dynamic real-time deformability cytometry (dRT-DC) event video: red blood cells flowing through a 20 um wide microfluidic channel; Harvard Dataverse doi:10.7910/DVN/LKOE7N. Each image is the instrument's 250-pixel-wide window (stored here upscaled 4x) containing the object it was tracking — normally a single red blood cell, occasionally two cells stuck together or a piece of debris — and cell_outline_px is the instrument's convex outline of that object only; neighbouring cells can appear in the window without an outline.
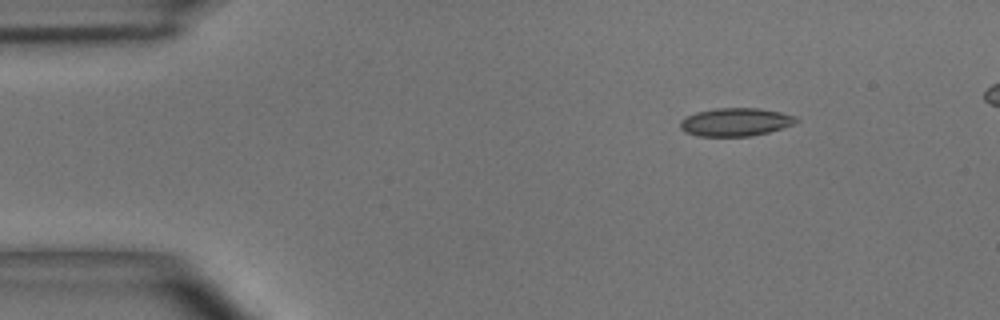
{"species": "common noctule bat (a hibernating species)", "species_latin": "Nyctalus noctula", "temperature_condition": "room temperature", "stored_images_in_passage": 40, "camera_frame_rate_fps": 3000, "um_per_image_px": 0.085, "animal": {"sex": "male", "body_mass_g": 15.6}, "frame": {"image": 1, "passage_image": 1, "time_ms": 0.0, "image_size_px": [1000, 320], "cell_outline_px": [[800, 120], [792, 124], [768, 132], [752, 136], [700, 136], [684, 132], [680, 128], [680, 120], [696, 112], [716, 108], [760, 108], [780, 112], [796, 116]], "centroid_in_image_um": [62.51, 10.37], "position_along_channel_um": 22.5, "area_um2": 18.96}}
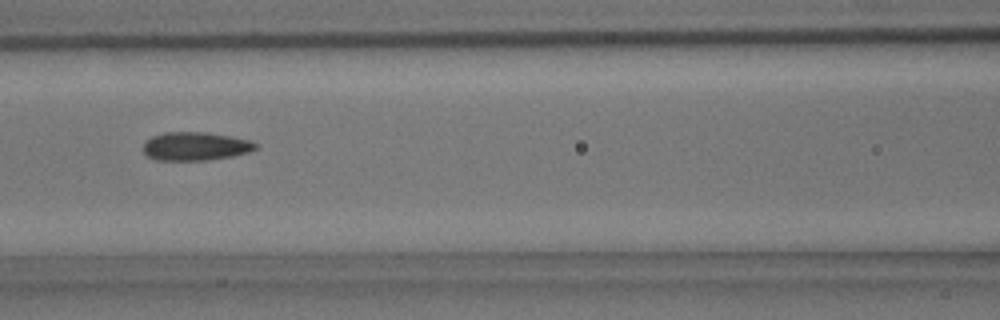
{"frame": {"image": 2, "passage_image": 16, "time_ms": 5.0, "image_size_px": [1000, 320], "cell_outline_px": [[256, 148], [248, 152], [232, 156], [208, 160], [156, 160], [148, 156], [144, 152], [144, 140], [152, 136], [164, 132], [204, 132], [228, 136], [248, 140], [256, 144]], "centroid_in_image_um": [16.55, 12.43], "position_along_channel_um": 150.0, "area_um2": 18.44}}
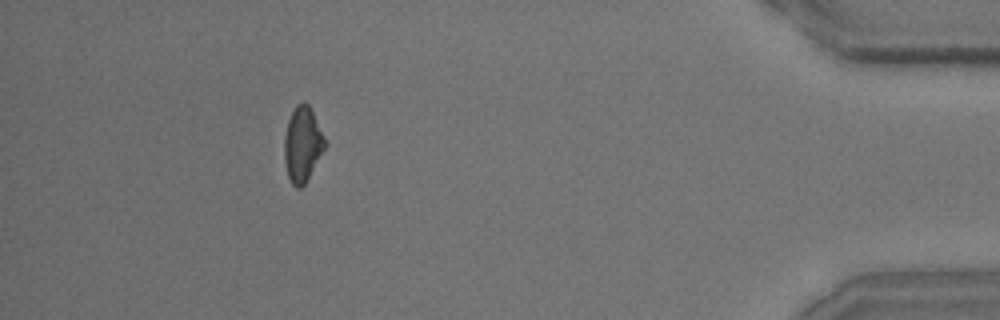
{"frame": {"image": 3, "passage_image": 40, "time_ms": 13.0, "image_size_px": [1000, 320], "cell_outline_px": [[324, 148], [304, 184], [300, 188], [296, 188], [292, 184], [288, 176], [284, 160], [284, 136], [288, 120], [296, 104], [304, 100], [308, 104], [324, 136]], "centroid_in_image_um": [25.67, 12.24], "position_along_channel_um": 409.5, "area_um2": 17.34}, "authors_computed_cell_mechanics": {"area_um2": 18.3226, "velocity_mm_per_s": 3.9426, "shape_relaxation_time_tau1_ms": 8.4102, "shape_relaxation_time_tau2_ms": 3.5347, "deformation_change_tau1": 0.1683, "deformation_change_tau2": 0.088}}